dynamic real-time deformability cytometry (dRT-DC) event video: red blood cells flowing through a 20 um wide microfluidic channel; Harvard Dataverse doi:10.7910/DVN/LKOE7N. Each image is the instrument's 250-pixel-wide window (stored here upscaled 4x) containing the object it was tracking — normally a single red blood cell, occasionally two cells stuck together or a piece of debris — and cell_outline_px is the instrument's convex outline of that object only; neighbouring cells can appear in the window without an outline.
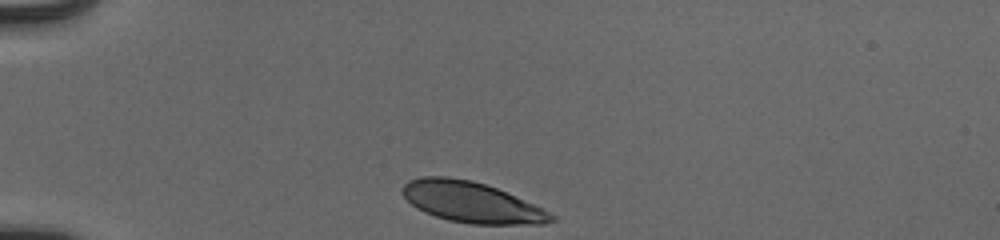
{"species": "human", "species_latin": "Homo sapiens", "temperature_condition": "cold", "stored_images_in_passage": 32, "camera_frame_rate_fps": 3000, "um_per_image_px": 0.085, "donor": {"sex": "male"}, "frame": {"image": 1, "passage_image": 1, "time_ms": 0.0, "image_size_px": [1000, 240], "cell_outline_px": [[556, 220], [544, 224], [472, 224], [448, 220], [424, 212], [416, 208], [400, 192], [400, 188], [408, 180], [424, 176], [448, 176], [472, 180], [496, 188], [544, 208], [556, 216]], "centroid_in_image_um": [40.08, 17.18], "position_along_channel_um": 44.9, "area_um2": 35.43}}
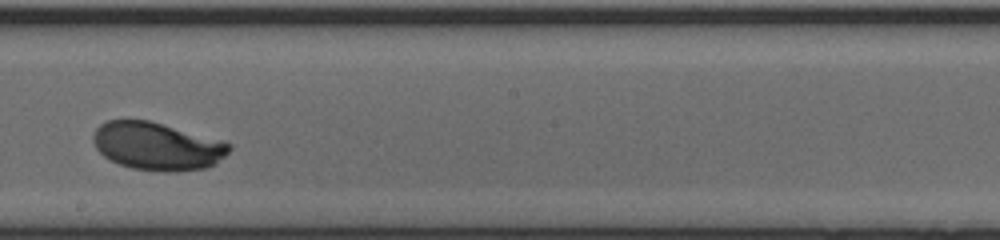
{"frame": {"image": 2, "passage_image": 19, "time_ms": 6.0, "image_size_px": [1000, 240], "cell_outline_px": [[232, 148], [216, 164], [208, 168], [172, 172], [160, 172], [132, 168], [120, 164], [104, 156], [96, 148], [92, 140], [92, 136], [96, 128], [100, 124], [108, 120], [148, 120], [224, 140], [232, 144]], "centroid_in_image_um": [13.39, 12.43], "position_along_channel_um": 234.8, "area_um2": 38.21}}
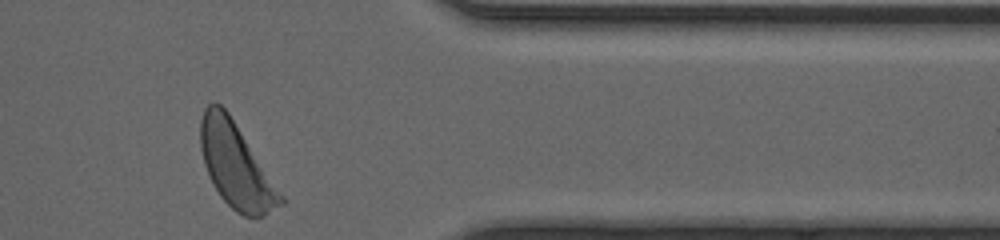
{"frame": {"image": 3, "passage_image": 32, "time_ms": 10.333, "image_size_px": [1000, 240], "cell_outline_px": [[284, 204], [260, 216], [244, 216], [236, 212], [220, 196], [212, 184], [204, 164], [200, 148], [200, 120], [204, 108], [208, 104], [220, 104], [228, 112], [284, 196]], "centroid_in_image_um": [20.04, 14.07], "position_along_channel_um": 391.4, "area_um2": 38.96}, "authors_computed_cell_mechanics": {"area_um2": 36.9631, "velocity_mm_per_s": 3.8706, "shape_relaxation_time_tau1_ms": 3.0796, "shape_relaxation_time_tau2_ms": null, "deformation_change_tau1": 0.1644, "deformation_change_tau2": null}}